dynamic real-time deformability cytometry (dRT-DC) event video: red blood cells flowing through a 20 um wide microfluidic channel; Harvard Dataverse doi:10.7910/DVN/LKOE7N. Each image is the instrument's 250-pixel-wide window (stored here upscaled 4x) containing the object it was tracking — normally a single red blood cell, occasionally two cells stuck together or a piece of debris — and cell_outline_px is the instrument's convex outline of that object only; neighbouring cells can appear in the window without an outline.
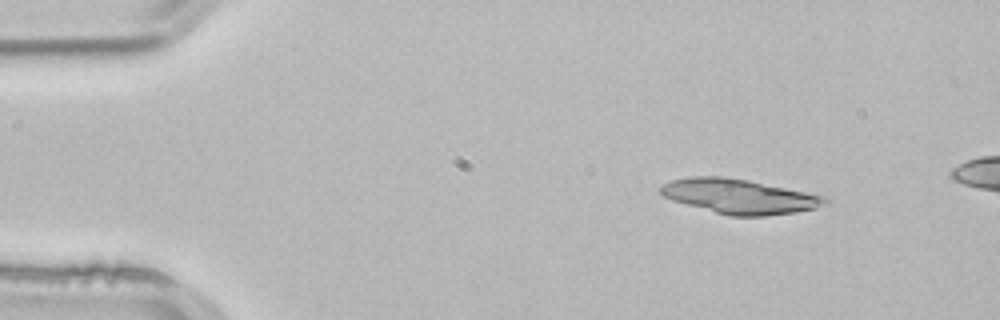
{"species": "common noctule bat (a hibernating species)", "species_latin": "Nyctalus noctula", "temperature_condition": "room temperature", "stored_images_in_passage": 3, "camera_frame_rate_fps": 3000, "um_per_image_px": 0.085, "animal": {"sex": "male", "body_mass_g": 21.5, "forearm_length_mm": 52.0}, "frame": {"image": 1, "passage_image": 1, "time_ms": 0.0, "image_size_px": [1000, 320], "cell_outline_px": [[832, 204], [816, 208], [796, 212], [764, 216], [728, 216], [672, 200], [664, 196], [660, 192], [660, 188], [664, 184], [672, 180], [688, 176], [724, 176], [748, 180], [828, 196]], "centroid_in_image_um": [62.93, 16.69], "position_along_channel_um": 22.1, "area_um2": 33.47}}